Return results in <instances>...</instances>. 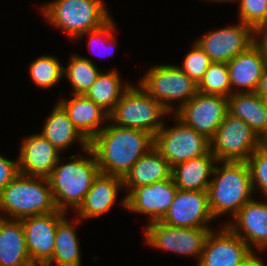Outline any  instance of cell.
<instances>
[{"mask_svg": "<svg viewBox=\"0 0 267 266\" xmlns=\"http://www.w3.org/2000/svg\"><path fill=\"white\" fill-rule=\"evenodd\" d=\"M254 255L226 225L211 231L197 266H244Z\"/></svg>", "mask_w": 267, "mask_h": 266, "instance_id": "13", "label": "cell"}, {"mask_svg": "<svg viewBox=\"0 0 267 266\" xmlns=\"http://www.w3.org/2000/svg\"><path fill=\"white\" fill-rule=\"evenodd\" d=\"M228 112V98L197 92L174 114L187 126L211 139Z\"/></svg>", "mask_w": 267, "mask_h": 266, "instance_id": "11", "label": "cell"}, {"mask_svg": "<svg viewBox=\"0 0 267 266\" xmlns=\"http://www.w3.org/2000/svg\"><path fill=\"white\" fill-rule=\"evenodd\" d=\"M18 170L27 176L48 177L61 152L40 133L28 135L20 145Z\"/></svg>", "mask_w": 267, "mask_h": 266, "instance_id": "18", "label": "cell"}, {"mask_svg": "<svg viewBox=\"0 0 267 266\" xmlns=\"http://www.w3.org/2000/svg\"><path fill=\"white\" fill-rule=\"evenodd\" d=\"M231 220L223 225L240 237L254 253L257 254L256 249L267 250V200L259 202L251 199Z\"/></svg>", "mask_w": 267, "mask_h": 266, "instance_id": "17", "label": "cell"}, {"mask_svg": "<svg viewBox=\"0 0 267 266\" xmlns=\"http://www.w3.org/2000/svg\"><path fill=\"white\" fill-rule=\"evenodd\" d=\"M84 152L86 156L71 155L65 164H61V160L66 158L60 157L47 177L57 210L67 213V209L72 208L76 211L100 173L92 149L88 147Z\"/></svg>", "mask_w": 267, "mask_h": 266, "instance_id": "2", "label": "cell"}, {"mask_svg": "<svg viewBox=\"0 0 267 266\" xmlns=\"http://www.w3.org/2000/svg\"><path fill=\"white\" fill-rule=\"evenodd\" d=\"M217 163L218 161L209 150L205 155L172 167L171 177L180 190L208 191Z\"/></svg>", "mask_w": 267, "mask_h": 266, "instance_id": "23", "label": "cell"}, {"mask_svg": "<svg viewBox=\"0 0 267 266\" xmlns=\"http://www.w3.org/2000/svg\"><path fill=\"white\" fill-rule=\"evenodd\" d=\"M255 92L262 98L267 96V64Z\"/></svg>", "mask_w": 267, "mask_h": 266, "instance_id": "38", "label": "cell"}, {"mask_svg": "<svg viewBox=\"0 0 267 266\" xmlns=\"http://www.w3.org/2000/svg\"><path fill=\"white\" fill-rule=\"evenodd\" d=\"M258 256V254L256 255V253H254V255L244 264V266H266Z\"/></svg>", "mask_w": 267, "mask_h": 266, "instance_id": "39", "label": "cell"}, {"mask_svg": "<svg viewBox=\"0 0 267 266\" xmlns=\"http://www.w3.org/2000/svg\"><path fill=\"white\" fill-rule=\"evenodd\" d=\"M239 1V20L255 29L260 23L267 21V0Z\"/></svg>", "mask_w": 267, "mask_h": 266, "instance_id": "34", "label": "cell"}, {"mask_svg": "<svg viewBox=\"0 0 267 266\" xmlns=\"http://www.w3.org/2000/svg\"><path fill=\"white\" fill-rule=\"evenodd\" d=\"M18 173V160H10L0 155V194Z\"/></svg>", "mask_w": 267, "mask_h": 266, "instance_id": "36", "label": "cell"}, {"mask_svg": "<svg viewBox=\"0 0 267 266\" xmlns=\"http://www.w3.org/2000/svg\"><path fill=\"white\" fill-rule=\"evenodd\" d=\"M171 172L172 168L168 161L155 147H152L125 175L123 190L128 189L127 196L135 187L170 179Z\"/></svg>", "mask_w": 267, "mask_h": 266, "instance_id": "22", "label": "cell"}, {"mask_svg": "<svg viewBox=\"0 0 267 266\" xmlns=\"http://www.w3.org/2000/svg\"><path fill=\"white\" fill-rule=\"evenodd\" d=\"M69 64L63 67V77L67 78L73 94H85L101 73L91 59L72 54Z\"/></svg>", "mask_w": 267, "mask_h": 266, "instance_id": "29", "label": "cell"}, {"mask_svg": "<svg viewBox=\"0 0 267 266\" xmlns=\"http://www.w3.org/2000/svg\"><path fill=\"white\" fill-rule=\"evenodd\" d=\"M40 8L45 20L73 40L111 19L103 0H54Z\"/></svg>", "mask_w": 267, "mask_h": 266, "instance_id": "5", "label": "cell"}, {"mask_svg": "<svg viewBox=\"0 0 267 266\" xmlns=\"http://www.w3.org/2000/svg\"><path fill=\"white\" fill-rule=\"evenodd\" d=\"M28 68L33 83L43 89L52 88L63 78V64L51 55L36 58Z\"/></svg>", "mask_w": 267, "mask_h": 266, "instance_id": "30", "label": "cell"}, {"mask_svg": "<svg viewBox=\"0 0 267 266\" xmlns=\"http://www.w3.org/2000/svg\"><path fill=\"white\" fill-rule=\"evenodd\" d=\"M218 163L208 188L209 208L214 219L229 212L233 218L253 197L249 168L246 162Z\"/></svg>", "mask_w": 267, "mask_h": 266, "instance_id": "3", "label": "cell"}, {"mask_svg": "<svg viewBox=\"0 0 267 266\" xmlns=\"http://www.w3.org/2000/svg\"><path fill=\"white\" fill-rule=\"evenodd\" d=\"M40 134L60 152H63L65 149L67 150L68 147L77 141L82 147L81 151H85L89 147V141L74 126L68 113L58 102L46 119Z\"/></svg>", "mask_w": 267, "mask_h": 266, "instance_id": "25", "label": "cell"}, {"mask_svg": "<svg viewBox=\"0 0 267 266\" xmlns=\"http://www.w3.org/2000/svg\"><path fill=\"white\" fill-rule=\"evenodd\" d=\"M57 210L47 177L18 173L0 194V217L21 220Z\"/></svg>", "mask_w": 267, "mask_h": 266, "instance_id": "4", "label": "cell"}, {"mask_svg": "<svg viewBox=\"0 0 267 266\" xmlns=\"http://www.w3.org/2000/svg\"><path fill=\"white\" fill-rule=\"evenodd\" d=\"M228 112L246 122L261 139L267 135V108L256 92L231 94L228 97Z\"/></svg>", "mask_w": 267, "mask_h": 266, "instance_id": "26", "label": "cell"}, {"mask_svg": "<svg viewBox=\"0 0 267 266\" xmlns=\"http://www.w3.org/2000/svg\"><path fill=\"white\" fill-rule=\"evenodd\" d=\"M254 44L260 49L267 63V21L254 29Z\"/></svg>", "mask_w": 267, "mask_h": 266, "instance_id": "37", "label": "cell"}, {"mask_svg": "<svg viewBox=\"0 0 267 266\" xmlns=\"http://www.w3.org/2000/svg\"><path fill=\"white\" fill-rule=\"evenodd\" d=\"M116 23L114 22V20L111 18L109 21H107L104 25H102L101 27L95 29V30H91V31H88L84 34H81L76 40L82 38L84 35H89V41H88V48L89 49H94L95 46H99L101 43L104 44V48H105V45H106V51L104 52H107L106 56H110V55H113L115 53V50H116V47H117V44H116V37H114V31H115V28ZM101 44V45H102ZM107 44H111L110 48L109 45L107 46ZM94 46V48H93ZM97 46V47H98ZM109 47V49H108ZM103 48V47H102ZM92 52V51H91ZM103 54V53H102Z\"/></svg>", "mask_w": 267, "mask_h": 266, "instance_id": "35", "label": "cell"}, {"mask_svg": "<svg viewBox=\"0 0 267 266\" xmlns=\"http://www.w3.org/2000/svg\"><path fill=\"white\" fill-rule=\"evenodd\" d=\"M131 85L109 114V121L116 126L139 129L155 136L164 125L168 112L152 98L140 84Z\"/></svg>", "mask_w": 267, "mask_h": 266, "instance_id": "6", "label": "cell"}, {"mask_svg": "<svg viewBox=\"0 0 267 266\" xmlns=\"http://www.w3.org/2000/svg\"><path fill=\"white\" fill-rule=\"evenodd\" d=\"M262 144L267 148V135L262 139Z\"/></svg>", "mask_w": 267, "mask_h": 266, "instance_id": "42", "label": "cell"}, {"mask_svg": "<svg viewBox=\"0 0 267 266\" xmlns=\"http://www.w3.org/2000/svg\"><path fill=\"white\" fill-rule=\"evenodd\" d=\"M66 215L55 212L21 219L25 233L26 248L32 263H48L54 253L58 222Z\"/></svg>", "mask_w": 267, "mask_h": 266, "instance_id": "16", "label": "cell"}, {"mask_svg": "<svg viewBox=\"0 0 267 266\" xmlns=\"http://www.w3.org/2000/svg\"><path fill=\"white\" fill-rule=\"evenodd\" d=\"M73 96L70 100L59 99L58 103L68 113L74 126L90 142L105 127L109 114L85 94H73ZM102 123L105 125L100 127Z\"/></svg>", "mask_w": 267, "mask_h": 266, "instance_id": "21", "label": "cell"}, {"mask_svg": "<svg viewBox=\"0 0 267 266\" xmlns=\"http://www.w3.org/2000/svg\"><path fill=\"white\" fill-rule=\"evenodd\" d=\"M172 118L176 124L167 128L164 123L154 136V147L168 161L171 168L205 155L210 150L209 139L187 126L174 113Z\"/></svg>", "mask_w": 267, "mask_h": 266, "instance_id": "9", "label": "cell"}, {"mask_svg": "<svg viewBox=\"0 0 267 266\" xmlns=\"http://www.w3.org/2000/svg\"><path fill=\"white\" fill-rule=\"evenodd\" d=\"M195 42L212 62L228 63L254 44V29L239 21L237 25L211 31Z\"/></svg>", "mask_w": 267, "mask_h": 266, "instance_id": "12", "label": "cell"}, {"mask_svg": "<svg viewBox=\"0 0 267 266\" xmlns=\"http://www.w3.org/2000/svg\"><path fill=\"white\" fill-rule=\"evenodd\" d=\"M31 263L21 220L0 217V266H28Z\"/></svg>", "mask_w": 267, "mask_h": 266, "instance_id": "24", "label": "cell"}, {"mask_svg": "<svg viewBox=\"0 0 267 266\" xmlns=\"http://www.w3.org/2000/svg\"><path fill=\"white\" fill-rule=\"evenodd\" d=\"M198 92L228 98L232 88L227 63L212 62L198 83Z\"/></svg>", "mask_w": 267, "mask_h": 266, "instance_id": "31", "label": "cell"}, {"mask_svg": "<svg viewBox=\"0 0 267 266\" xmlns=\"http://www.w3.org/2000/svg\"><path fill=\"white\" fill-rule=\"evenodd\" d=\"M66 215L58 222L55 234L54 253L48 262L51 266H81V252L75 224L81 221L75 216V220L70 222ZM75 223V224H74Z\"/></svg>", "mask_w": 267, "mask_h": 266, "instance_id": "27", "label": "cell"}, {"mask_svg": "<svg viewBox=\"0 0 267 266\" xmlns=\"http://www.w3.org/2000/svg\"><path fill=\"white\" fill-rule=\"evenodd\" d=\"M28 266H51L48 263H31Z\"/></svg>", "mask_w": 267, "mask_h": 266, "instance_id": "41", "label": "cell"}, {"mask_svg": "<svg viewBox=\"0 0 267 266\" xmlns=\"http://www.w3.org/2000/svg\"><path fill=\"white\" fill-rule=\"evenodd\" d=\"M206 1H208V2H210V1H211V2H217V3H218V2H219V3H222V2H223V3H225V2H226V3H227V2L229 3V2H235L236 0H206Z\"/></svg>", "mask_w": 267, "mask_h": 266, "instance_id": "40", "label": "cell"}, {"mask_svg": "<svg viewBox=\"0 0 267 266\" xmlns=\"http://www.w3.org/2000/svg\"><path fill=\"white\" fill-rule=\"evenodd\" d=\"M90 142L101 173L124 178L133 165L154 147L149 132L116 126L109 120Z\"/></svg>", "mask_w": 267, "mask_h": 266, "instance_id": "1", "label": "cell"}, {"mask_svg": "<svg viewBox=\"0 0 267 266\" xmlns=\"http://www.w3.org/2000/svg\"><path fill=\"white\" fill-rule=\"evenodd\" d=\"M177 186L172 177L150 185L135 187L121 200L128 211L148 216V223L161 221L171 206Z\"/></svg>", "mask_w": 267, "mask_h": 266, "instance_id": "14", "label": "cell"}, {"mask_svg": "<svg viewBox=\"0 0 267 266\" xmlns=\"http://www.w3.org/2000/svg\"><path fill=\"white\" fill-rule=\"evenodd\" d=\"M144 229L145 243L148 246L178 255L196 256L198 262L212 231L210 227L181 228L160 221L147 223Z\"/></svg>", "mask_w": 267, "mask_h": 266, "instance_id": "10", "label": "cell"}, {"mask_svg": "<svg viewBox=\"0 0 267 266\" xmlns=\"http://www.w3.org/2000/svg\"><path fill=\"white\" fill-rule=\"evenodd\" d=\"M266 64L262 52L255 44L230 60L227 63V67L232 94L237 92H255Z\"/></svg>", "mask_w": 267, "mask_h": 266, "instance_id": "19", "label": "cell"}, {"mask_svg": "<svg viewBox=\"0 0 267 266\" xmlns=\"http://www.w3.org/2000/svg\"><path fill=\"white\" fill-rule=\"evenodd\" d=\"M142 88L168 112L173 113L186 104L197 92L198 84L177 65L151 66L139 80ZM174 101L178 105L173 108ZM173 102V103H172Z\"/></svg>", "mask_w": 267, "mask_h": 266, "instance_id": "7", "label": "cell"}, {"mask_svg": "<svg viewBox=\"0 0 267 266\" xmlns=\"http://www.w3.org/2000/svg\"><path fill=\"white\" fill-rule=\"evenodd\" d=\"M120 189H123V178L100 172L83 203L76 210V217L84 221L109 212L117 200Z\"/></svg>", "mask_w": 267, "mask_h": 266, "instance_id": "20", "label": "cell"}, {"mask_svg": "<svg viewBox=\"0 0 267 266\" xmlns=\"http://www.w3.org/2000/svg\"><path fill=\"white\" fill-rule=\"evenodd\" d=\"M262 99H263L264 104H265V106H266V108H267V96L263 97Z\"/></svg>", "mask_w": 267, "mask_h": 266, "instance_id": "43", "label": "cell"}, {"mask_svg": "<svg viewBox=\"0 0 267 266\" xmlns=\"http://www.w3.org/2000/svg\"><path fill=\"white\" fill-rule=\"evenodd\" d=\"M209 142L210 152L217 161L246 162L252 152L262 145L259 135L229 112Z\"/></svg>", "mask_w": 267, "mask_h": 266, "instance_id": "8", "label": "cell"}, {"mask_svg": "<svg viewBox=\"0 0 267 266\" xmlns=\"http://www.w3.org/2000/svg\"><path fill=\"white\" fill-rule=\"evenodd\" d=\"M253 192L259 189L267 199V148L262 144L246 160ZM257 187V188H256Z\"/></svg>", "mask_w": 267, "mask_h": 266, "instance_id": "32", "label": "cell"}, {"mask_svg": "<svg viewBox=\"0 0 267 266\" xmlns=\"http://www.w3.org/2000/svg\"><path fill=\"white\" fill-rule=\"evenodd\" d=\"M215 220L209 208L208 191L177 189L174 200L160 222L181 228L209 227Z\"/></svg>", "mask_w": 267, "mask_h": 266, "instance_id": "15", "label": "cell"}, {"mask_svg": "<svg viewBox=\"0 0 267 266\" xmlns=\"http://www.w3.org/2000/svg\"><path fill=\"white\" fill-rule=\"evenodd\" d=\"M121 79L116 69L106 73L101 71L97 80L85 95L110 114L124 92L132 85L129 83L123 84Z\"/></svg>", "mask_w": 267, "mask_h": 266, "instance_id": "28", "label": "cell"}, {"mask_svg": "<svg viewBox=\"0 0 267 266\" xmlns=\"http://www.w3.org/2000/svg\"><path fill=\"white\" fill-rule=\"evenodd\" d=\"M182 63L183 66H179V68L198 84L212 61L198 44L194 42Z\"/></svg>", "mask_w": 267, "mask_h": 266, "instance_id": "33", "label": "cell"}]
</instances>
